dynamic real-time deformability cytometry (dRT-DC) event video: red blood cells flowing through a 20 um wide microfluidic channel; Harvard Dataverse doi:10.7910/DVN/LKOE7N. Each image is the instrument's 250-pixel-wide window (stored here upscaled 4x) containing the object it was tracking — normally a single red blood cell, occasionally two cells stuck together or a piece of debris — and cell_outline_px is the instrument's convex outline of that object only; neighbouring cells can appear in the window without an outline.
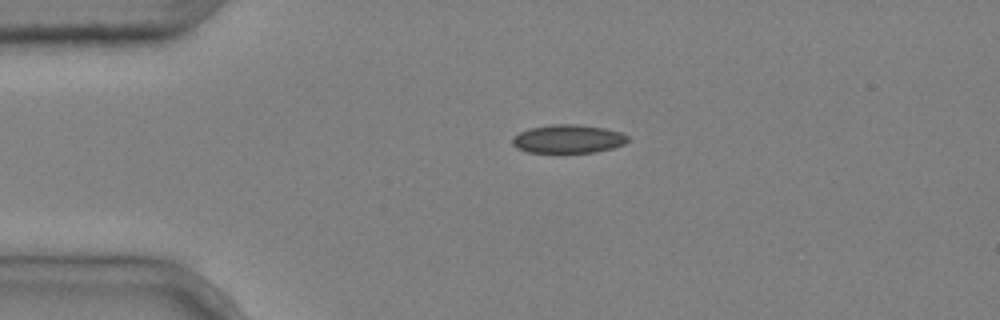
{"species": "common noctule bat (a hibernating species)", "species_latin": "Nyctalus noctula", "temperature_condition": "cold", "stored_images_in_passage": 2, "camera_frame_rate_fps": 3000, "um_per_image_px": 0.085, "animal": {"sex": "male", "body_mass_g": 20.4}, "frame": {"image": 1, "passage_image": 1, "time_ms": 0.0, "image_size_px": [1000, 320], "cell_outline_px": [[628, 140], [624, 144], [612, 148], [596, 152], [560, 156], [528, 152], [516, 148], [512, 144], [512, 136], [520, 132], [532, 128], [552, 124], [580, 124], [604, 128], [620, 132], [628, 136]], "centroid_in_image_um": [48.25, 11.86], "position_along_channel_um": 36.7, "area_um2": 20.06}}